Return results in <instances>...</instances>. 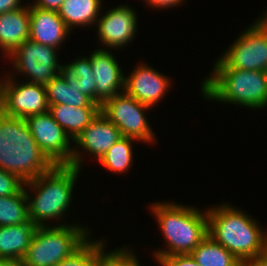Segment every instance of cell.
Listing matches in <instances>:
<instances>
[{
  "instance_id": "cell-9",
  "label": "cell",
  "mask_w": 267,
  "mask_h": 266,
  "mask_svg": "<svg viewBox=\"0 0 267 266\" xmlns=\"http://www.w3.org/2000/svg\"><path fill=\"white\" fill-rule=\"evenodd\" d=\"M150 108L123 90L104 102L100 111L119 128L122 136L150 143L155 137L144 113Z\"/></svg>"
},
{
  "instance_id": "cell-28",
  "label": "cell",
  "mask_w": 267,
  "mask_h": 266,
  "mask_svg": "<svg viewBox=\"0 0 267 266\" xmlns=\"http://www.w3.org/2000/svg\"><path fill=\"white\" fill-rule=\"evenodd\" d=\"M25 182L17 175L0 169V197L12 196L24 188Z\"/></svg>"
},
{
  "instance_id": "cell-11",
  "label": "cell",
  "mask_w": 267,
  "mask_h": 266,
  "mask_svg": "<svg viewBox=\"0 0 267 266\" xmlns=\"http://www.w3.org/2000/svg\"><path fill=\"white\" fill-rule=\"evenodd\" d=\"M57 48L29 40L24 41L8 57L14 60L17 72L26 74L28 82L46 85L58 76L63 65L58 64Z\"/></svg>"
},
{
  "instance_id": "cell-26",
  "label": "cell",
  "mask_w": 267,
  "mask_h": 266,
  "mask_svg": "<svg viewBox=\"0 0 267 266\" xmlns=\"http://www.w3.org/2000/svg\"><path fill=\"white\" fill-rule=\"evenodd\" d=\"M104 248L102 240L91 242L88 237L76 251L55 266H97L99 254Z\"/></svg>"
},
{
  "instance_id": "cell-30",
  "label": "cell",
  "mask_w": 267,
  "mask_h": 266,
  "mask_svg": "<svg viewBox=\"0 0 267 266\" xmlns=\"http://www.w3.org/2000/svg\"><path fill=\"white\" fill-rule=\"evenodd\" d=\"M63 2L64 0H35L33 6L43 10H51L58 12Z\"/></svg>"
},
{
  "instance_id": "cell-7",
  "label": "cell",
  "mask_w": 267,
  "mask_h": 266,
  "mask_svg": "<svg viewBox=\"0 0 267 266\" xmlns=\"http://www.w3.org/2000/svg\"><path fill=\"white\" fill-rule=\"evenodd\" d=\"M25 120L36 143L55 165H70L80 170V152L77 148L71 149V138L49 111L31 115Z\"/></svg>"
},
{
  "instance_id": "cell-8",
  "label": "cell",
  "mask_w": 267,
  "mask_h": 266,
  "mask_svg": "<svg viewBox=\"0 0 267 266\" xmlns=\"http://www.w3.org/2000/svg\"><path fill=\"white\" fill-rule=\"evenodd\" d=\"M218 60L227 69L267 72V22L261 17Z\"/></svg>"
},
{
  "instance_id": "cell-24",
  "label": "cell",
  "mask_w": 267,
  "mask_h": 266,
  "mask_svg": "<svg viewBox=\"0 0 267 266\" xmlns=\"http://www.w3.org/2000/svg\"><path fill=\"white\" fill-rule=\"evenodd\" d=\"M136 140L122 136L99 160L105 168L117 173L130 169L133 162L132 144Z\"/></svg>"
},
{
  "instance_id": "cell-18",
  "label": "cell",
  "mask_w": 267,
  "mask_h": 266,
  "mask_svg": "<svg viewBox=\"0 0 267 266\" xmlns=\"http://www.w3.org/2000/svg\"><path fill=\"white\" fill-rule=\"evenodd\" d=\"M78 79L69 76L63 69L46 85L49 105L65 104L74 107H100L90 97L80 92Z\"/></svg>"
},
{
  "instance_id": "cell-29",
  "label": "cell",
  "mask_w": 267,
  "mask_h": 266,
  "mask_svg": "<svg viewBox=\"0 0 267 266\" xmlns=\"http://www.w3.org/2000/svg\"><path fill=\"white\" fill-rule=\"evenodd\" d=\"M162 266H201L191 254H179L166 257H160L157 260Z\"/></svg>"
},
{
  "instance_id": "cell-16",
  "label": "cell",
  "mask_w": 267,
  "mask_h": 266,
  "mask_svg": "<svg viewBox=\"0 0 267 266\" xmlns=\"http://www.w3.org/2000/svg\"><path fill=\"white\" fill-rule=\"evenodd\" d=\"M121 137L119 128L100 111L74 142L76 146L91 153L99 161Z\"/></svg>"
},
{
  "instance_id": "cell-4",
  "label": "cell",
  "mask_w": 267,
  "mask_h": 266,
  "mask_svg": "<svg viewBox=\"0 0 267 266\" xmlns=\"http://www.w3.org/2000/svg\"><path fill=\"white\" fill-rule=\"evenodd\" d=\"M80 170L70 165H55L48 172L27 181L24 187L34 190L35 197L26 190L28 217L37 227L48 226L44 221L57 220L70 207L72 192ZM29 193V194H28ZM44 222V223H43Z\"/></svg>"
},
{
  "instance_id": "cell-32",
  "label": "cell",
  "mask_w": 267,
  "mask_h": 266,
  "mask_svg": "<svg viewBox=\"0 0 267 266\" xmlns=\"http://www.w3.org/2000/svg\"><path fill=\"white\" fill-rule=\"evenodd\" d=\"M21 0H0V14L17 10L21 7Z\"/></svg>"
},
{
  "instance_id": "cell-3",
  "label": "cell",
  "mask_w": 267,
  "mask_h": 266,
  "mask_svg": "<svg viewBox=\"0 0 267 266\" xmlns=\"http://www.w3.org/2000/svg\"><path fill=\"white\" fill-rule=\"evenodd\" d=\"M151 210L158 221L167 249L157 250L156 260L179 254H190L208 235V215L197 207L174 202L153 203Z\"/></svg>"
},
{
  "instance_id": "cell-12",
  "label": "cell",
  "mask_w": 267,
  "mask_h": 266,
  "mask_svg": "<svg viewBox=\"0 0 267 266\" xmlns=\"http://www.w3.org/2000/svg\"><path fill=\"white\" fill-rule=\"evenodd\" d=\"M101 17L97 19V32L103 46L116 49L132 41L137 30V17L130 6L119 5Z\"/></svg>"
},
{
  "instance_id": "cell-33",
  "label": "cell",
  "mask_w": 267,
  "mask_h": 266,
  "mask_svg": "<svg viewBox=\"0 0 267 266\" xmlns=\"http://www.w3.org/2000/svg\"><path fill=\"white\" fill-rule=\"evenodd\" d=\"M148 4H150L153 8L155 7H162V8H169V7H173L179 5L182 1L184 2V0H146Z\"/></svg>"
},
{
  "instance_id": "cell-35",
  "label": "cell",
  "mask_w": 267,
  "mask_h": 266,
  "mask_svg": "<svg viewBox=\"0 0 267 266\" xmlns=\"http://www.w3.org/2000/svg\"><path fill=\"white\" fill-rule=\"evenodd\" d=\"M262 18L267 22V11L265 12V15Z\"/></svg>"
},
{
  "instance_id": "cell-1",
  "label": "cell",
  "mask_w": 267,
  "mask_h": 266,
  "mask_svg": "<svg viewBox=\"0 0 267 266\" xmlns=\"http://www.w3.org/2000/svg\"><path fill=\"white\" fill-rule=\"evenodd\" d=\"M54 166L36 143L26 120L0 110V169L26 183Z\"/></svg>"
},
{
  "instance_id": "cell-14",
  "label": "cell",
  "mask_w": 267,
  "mask_h": 266,
  "mask_svg": "<svg viewBox=\"0 0 267 266\" xmlns=\"http://www.w3.org/2000/svg\"><path fill=\"white\" fill-rule=\"evenodd\" d=\"M169 86L171 85L167 76L141 63L130 76L125 77L124 91L137 101L152 108L162 100L161 98Z\"/></svg>"
},
{
  "instance_id": "cell-10",
  "label": "cell",
  "mask_w": 267,
  "mask_h": 266,
  "mask_svg": "<svg viewBox=\"0 0 267 266\" xmlns=\"http://www.w3.org/2000/svg\"><path fill=\"white\" fill-rule=\"evenodd\" d=\"M13 77L6 76L0 81V110L13 117L26 119L49 111L46 87L38 83H16Z\"/></svg>"
},
{
  "instance_id": "cell-19",
  "label": "cell",
  "mask_w": 267,
  "mask_h": 266,
  "mask_svg": "<svg viewBox=\"0 0 267 266\" xmlns=\"http://www.w3.org/2000/svg\"><path fill=\"white\" fill-rule=\"evenodd\" d=\"M37 226L24 224L0 226V259L22 261Z\"/></svg>"
},
{
  "instance_id": "cell-17",
  "label": "cell",
  "mask_w": 267,
  "mask_h": 266,
  "mask_svg": "<svg viewBox=\"0 0 267 266\" xmlns=\"http://www.w3.org/2000/svg\"><path fill=\"white\" fill-rule=\"evenodd\" d=\"M29 6L0 14V49L9 56L24 41L29 40Z\"/></svg>"
},
{
  "instance_id": "cell-31",
  "label": "cell",
  "mask_w": 267,
  "mask_h": 266,
  "mask_svg": "<svg viewBox=\"0 0 267 266\" xmlns=\"http://www.w3.org/2000/svg\"><path fill=\"white\" fill-rule=\"evenodd\" d=\"M239 266H267V251L264 254L241 260Z\"/></svg>"
},
{
  "instance_id": "cell-2",
  "label": "cell",
  "mask_w": 267,
  "mask_h": 266,
  "mask_svg": "<svg viewBox=\"0 0 267 266\" xmlns=\"http://www.w3.org/2000/svg\"><path fill=\"white\" fill-rule=\"evenodd\" d=\"M208 233L240 261L267 251V233L241 209L222 204L206 210Z\"/></svg>"
},
{
  "instance_id": "cell-25",
  "label": "cell",
  "mask_w": 267,
  "mask_h": 266,
  "mask_svg": "<svg viewBox=\"0 0 267 266\" xmlns=\"http://www.w3.org/2000/svg\"><path fill=\"white\" fill-rule=\"evenodd\" d=\"M69 76L78 79L80 92L96 103V83L93 76L90 57H80L62 68Z\"/></svg>"
},
{
  "instance_id": "cell-15",
  "label": "cell",
  "mask_w": 267,
  "mask_h": 266,
  "mask_svg": "<svg viewBox=\"0 0 267 266\" xmlns=\"http://www.w3.org/2000/svg\"><path fill=\"white\" fill-rule=\"evenodd\" d=\"M29 13V39L33 42L59 49L70 33V29L66 26L58 12L43 10L29 5Z\"/></svg>"
},
{
  "instance_id": "cell-13",
  "label": "cell",
  "mask_w": 267,
  "mask_h": 266,
  "mask_svg": "<svg viewBox=\"0 0 267 266\" xmlns=\"http://www.w3.org/2000/svg\"><path fill=\"white\" fill-rule=\"evenodd\" d=\"M96 83V103L100 106L125 88V75L110 51L97 49L90 54Z\"/></svg>"
},
{
  "instance_id": "cell-20",
  "label": "cell",
  "mask_w": 267,
  "mask_h": 266,
  "mask_svg": "<svg viewBox=\"0 0 267 266\" xmlns=\"http://www.w3.org/2000/svg\"><path fill=\"white\" fill-rule=\"evenodd\" d=\"M49 112L65 133L74 141L100 112V107L49 105Z\"/></svg>"
},
{
  "instance_id": "cell-21",
  "label": "cell",
  "mask_w": 267,
  "mask_h": 266,
  "mask_svg": "<svg viewBox=\"0 0 267 266\" xmlns=\"http://www.w3.org/2000/svg\"><path fill=\"white\" fill-rule=\"evenodd\" d=\"M101 4V0H64L58 14L70 30L72 26L87 27L97 23Z\"/></svg>"
},
{
  "instance_id": "cell-23",
  "label": "cell",
  "mask_w": 267,
  "mask_h": 266,
  "mask_svg": "<svg viewBox=\"0 0 267 266\" xmlns=\"http://www.w3.org/2000/svg\"><path fill=\"white\" fill-rule=\"evenodd\" d=\"M28 221L25 187L15 195L0 197V226L24 224Z\"/></svg>"
},
{
  "instance_id": "cell-22",
  "label": "cell",
  "mask_w": 267,
  "mask_h": 266,
  "mask_svg": "<svg viewBox=\"0 0 267 266\" xmlns=\"http://www.w3.org/2000/svg\"><path fill=\"white\" fill-rule=\"evenodd\" d=\"M190 254L201 266H239L240 262L209 235Z\"/></svg>"
},
{
  "instance_id": "cell-27",
  "label": "cell",
  "mask_w": 267,
  "mask_h": 266,
  "mask_svg": "<svg viewBox=\"0 0 267 266\" xmlns=\"http://www.w3.org/2000/svg\"><path fill=\"white\" fill-rule=\"evenodd\" d=\"M128 248H120L99 254L97 266H140L139 260Z\"/></svg>"
},
{
  "instance_id": "cell-5",
  "label": "cell",
  "mask_w": 267,
  "mask_h": 266,
  "mask_svg": "<svg viewBox=\"0 0 267 266\" xmlns=\"http://www.w3.org/2000/svg\"><path fill=\"white\" fill-rule=\"evenodd\" d=\"M212 72L201 84L206 99L253 109L267 106V72L227 69L219 60Z\"/></svg>"
},
{
  "instance_id": "cell-6",
  "label": "cell",
  "mask_w": 267,
  "mask_h": 266,
  "mask_svg": "<svg viewBox=\"0 0 267 266\" xmlns=\"http://www.w3.org/2000/svg\"><path fill=\"white\" fill-rule=\"evenodd\" d=\"M88 232L77 224L37 227L21 265L55 266L87 240Z\"/></svg>"
},
{
  "instance_id": "cell-34",
  "label": "cell",
  "mask_w": 267,
  "mask_h": 266,
  "mask_svg": "<svg viewBox=\"0 0 267 266\" xmlns=\"http://www.w3.org/2000/svg\"><path fill=\"white\" fill-rule=\"evenodd\" d=\"M0 266H22L20 261L0 259Z\"/></svg>"
}]
</instances>
